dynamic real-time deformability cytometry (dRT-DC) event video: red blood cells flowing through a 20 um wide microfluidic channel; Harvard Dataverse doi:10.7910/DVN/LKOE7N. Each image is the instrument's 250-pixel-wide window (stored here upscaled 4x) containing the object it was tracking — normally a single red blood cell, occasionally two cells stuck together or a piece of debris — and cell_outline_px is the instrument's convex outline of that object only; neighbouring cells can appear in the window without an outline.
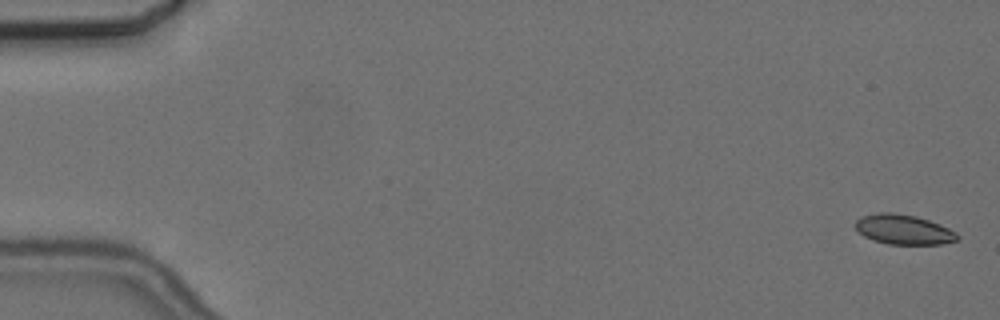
{"species": "common noctule bat (a hibernating species)", "species_latin": "Nyctalus noctula", "temperature_condition": "cold", "stored_images_in_passage": 6, "camera_frame_rate_fps": 3000, "um_per_image_px": 0.085, "animal": {"sex": "female", "body_mass_g": 24.6, "forearm_length_mm": 56.2}, "frame": {"image": 1, "passage_image": 1, "time_ms": 0.0, "image_size_px": [1000, 320], "cell_outline_px": [[960, 240], [944, 244], [888, 244], [872, 240], [864, 236], [852, 224], [860, 216], [880, 212], [892, 212], [916, 216], [940, 224], [956, 232], [960, 236]], "centroid_in_image_um": [76.81, 19.51], "position_along_channel_um": 8.2, "area_um2": 17.98}}
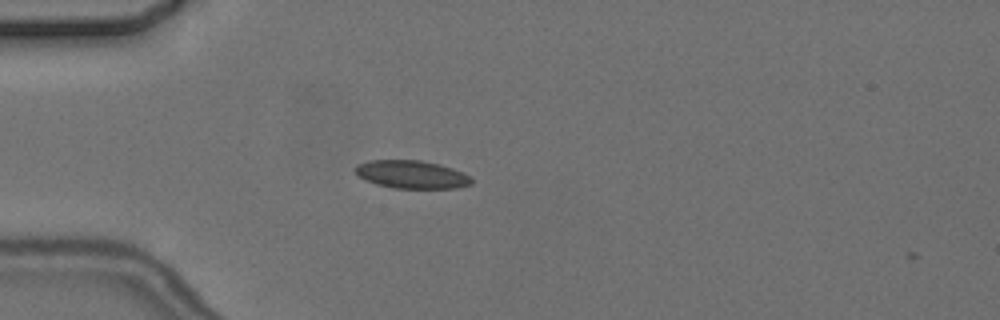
{"frame": {"image": 2, "passage_image": 5, "time_ms": 5.0, "image_size_px": [1000, 320], "cell_outline_px": [[472, 184], [456, 188], [392, 188], [376, 184], [360, 176], [356, 172], [356, 164], [368, 160], [420, 160], [440, 164], [464, 172], [472, 176]], "centroid_in_image_um": [35.04, 14.82], "position_along_channel_um": 50.0, "area_um2": 19.02}}